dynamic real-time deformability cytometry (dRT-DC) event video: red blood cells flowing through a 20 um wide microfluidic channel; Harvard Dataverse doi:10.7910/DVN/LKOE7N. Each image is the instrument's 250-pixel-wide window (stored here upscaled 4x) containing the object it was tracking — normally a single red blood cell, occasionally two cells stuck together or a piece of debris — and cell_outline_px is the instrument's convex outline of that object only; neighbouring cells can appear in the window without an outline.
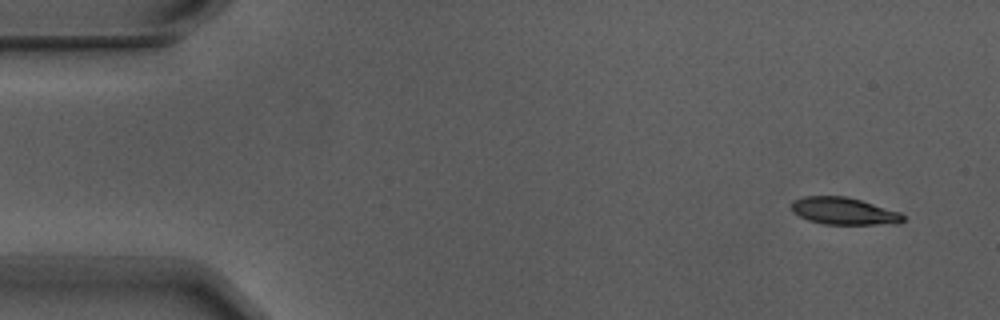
{"species": "Egyptian fruit bat (a non-hibernating species)", "species_latin": "Rousettus aegyptiacus", "temperature_condition": "warm", "stored_images_in_passage": 4, "camera_frame_rate_fps": 3000, "um_per_image_px": 0.085, "animal": {"sex": "male"}, "frame": {"image": 1, "passage_image": 1, "time_ms": 0.0, "image_size_px": [1000, 320], "cell_outline_px": [[904, 220], [900, 224], [824, 224], [808, 220], [792, 212], [792, 200], [804, 196], [844, 196], [860, 200], [900, 212], [904, 216]], "centroid_in_image_um": [71.72, 17.94], "position_along_channel_um": 13.3, "area_um2": 17.63}}
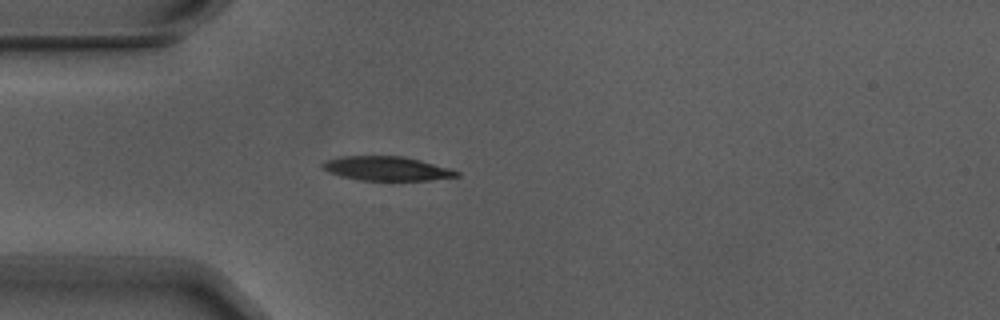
{"frame": {"image": 2, "passage_image": 4, "time_ms": 1.0, "image_size_px": [1000, 320], "cell_outline_px": [[460, 176], [428, 180], [360, 180], [340, 176], [328, 172], [320, 168], [320, 164], [324, 160], [340, 156], [404, 156], [420, 160], [448, 168], [460, 172]], "centroid_in_image_um": [32.79, 14.32], "position_along_channel_um": 52.2, "area_um2": 18.96}}